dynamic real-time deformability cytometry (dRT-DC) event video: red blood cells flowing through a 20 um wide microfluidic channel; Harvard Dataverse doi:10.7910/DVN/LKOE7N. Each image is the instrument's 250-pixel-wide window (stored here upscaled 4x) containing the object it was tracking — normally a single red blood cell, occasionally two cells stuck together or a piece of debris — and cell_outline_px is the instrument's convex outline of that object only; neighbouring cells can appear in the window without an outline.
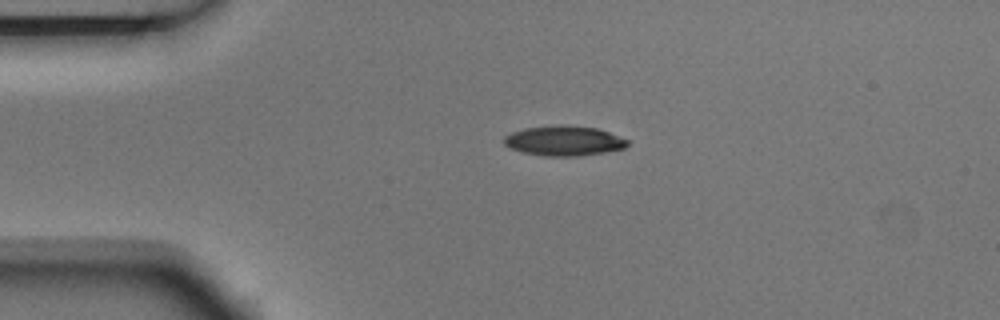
{"species": "Egyptian fruit bat (a non-hibernating species)", "species_latin": "Rousettus aegyptiacus", "temperature_condition": "room temperature", "stored_images_in_passage": 2, "camera_frame_rate_fps": 3000, "um_per_image_px": 0.085, "animal": {"sex": "male"}, "frame": {"image": 1, "passage_image": 1, "time_ms": 0.0, "image_size_px": [1000, 320], "cell_outline_px": [[628, 144], [624, 148], [604, 152], [576, 156], [544, 156], [524, 152], [512, 148], [504, 144], [504, 136], [512, 132], [524, 128], [560, 124], [564, 124], [596, 128], [608, 132], [628, 140]], "centroid_in_image_um": [47.92, 11.95], "position_along_channel_um": 37.1, "area_um2": 21.39}}